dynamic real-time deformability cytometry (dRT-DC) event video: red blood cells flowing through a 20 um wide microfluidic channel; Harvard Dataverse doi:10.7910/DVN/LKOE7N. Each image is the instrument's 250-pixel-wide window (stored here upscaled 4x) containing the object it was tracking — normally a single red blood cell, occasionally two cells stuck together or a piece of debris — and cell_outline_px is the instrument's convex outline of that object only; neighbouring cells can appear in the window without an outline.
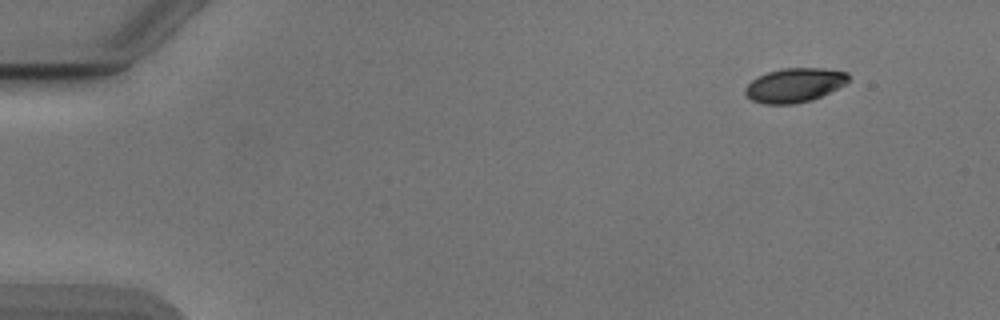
{"species": "Egyptian fruit bat (a non-hibernating species)", "species_latin": "Rousettus aegyptiacus", "temperature_condition": "cold", "stored_images_in_passage": 10, "camera_frame_rate_fps": 3000, "um_per_image_px": 0.085, "animal": {"sex": "male"}, "frame": {"image": 1, "passage_image": 1, "time_ms": 0.0, "image_size_px": [1000, 320], "cell_outline_px": [[848, 80], [844, 84], [812, 100], [792, 104], [764, 104], [752, 100], [744, 92], [744, 88], [752, 80], [768, 72], [784, 68], [824, 68], [848, 72]], "centroid_in_image_um": [67.52, 7.23], "position_along_channel_um": 17.5, "area_um2": 20.29}}